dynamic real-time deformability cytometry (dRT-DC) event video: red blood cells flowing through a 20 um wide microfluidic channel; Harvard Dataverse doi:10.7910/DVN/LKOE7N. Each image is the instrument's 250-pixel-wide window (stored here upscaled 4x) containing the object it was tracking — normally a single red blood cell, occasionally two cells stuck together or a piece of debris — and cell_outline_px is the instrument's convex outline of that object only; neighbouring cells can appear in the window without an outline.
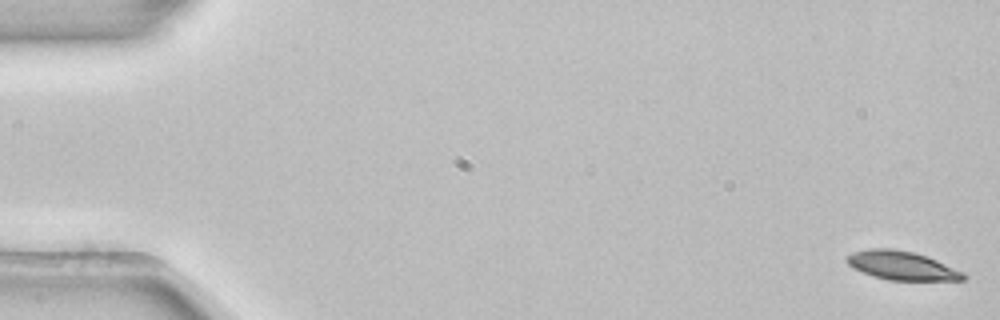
{"species": "common noctule bat (a hibernating species)", "species_latin": "Nyctalus noctula", "temperature_condition": "room temperature", "stored_images_in_passage": 54, "camera_frame_rate_fps": 3000, "um_per_image_px": 0.085, "animal": {"sex": "female", "body_mass_g": 22.7, "forearm_length_mm": 54.2}, "frame": {"image": 1, "passage_image": 1, "time_ms": 0.0, "image_size_px": [1000, 320], "cell_outline_px": [[968, 276], [964, 280], [888, 280], [872, 276], [852, 268], [848, 264], [848, 256], [852, 252], [868, 248], [892, 248], [916, 252], [928, 256], [964, 272]], "centroid_in_image_um": [76.67, 22.56], "position_along_channel_um": 8.3, "area_um2": 19.71}}
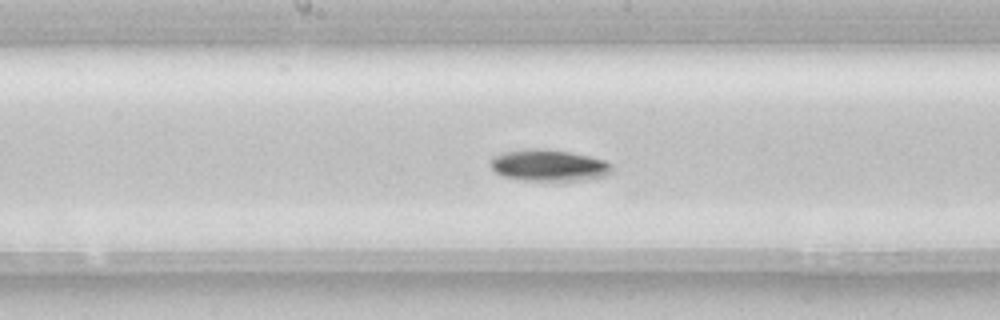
{"frame": {"image": 2, "passage_image": 28, "time_ms": 9.0, "image_size_px": [1000, 320], "cell_outline_px": [[612, 172], [604, 176], [588, 180], [524, 180], [504, 176], [496, 172], [488, 164], [488, 160], [492, 156], [504, 152], [528, 148], [544, 148], [568, 152], [608, 160], [612, 164]], "centroid_in_image_um": [46.65, 14.04], "position_along_channel_um": 201.6, "area_um2": 22.54}}
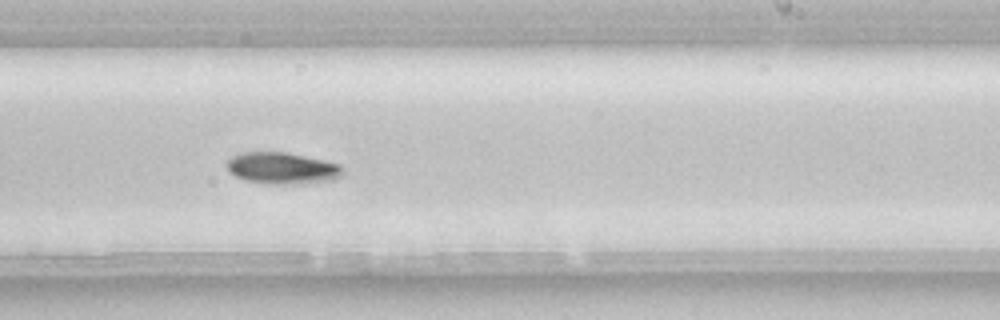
{"frame": {"image": 3, "passage_image": 33, "time_ms": 10.667, "image_size_px": [1000, 320], "cell_outline_px": [[344, 172], [340, 176], [332, 180], [304, 184], [272, 184], [248, 180], [236, 176], [228, 172], [228, 160], [232, 156], [240, 152], [284, 152], [324, 160], [340, 164]], "centroid_in_image_um": [24.01, 14.3], "position_along_channel_um": 265.0, "area_um2": 21.27}, "authors_computed_cell_mechanics": {"area_um2": 20.1144, "velocity_mm_per_s": 3.8358, "shape_relaxation_time_tau1_ms": 2.2889, "shape_relaxation_time_tau2_ms": null, "deformation_change_tau1": 0.092, "deformation_change_tau2": null}}